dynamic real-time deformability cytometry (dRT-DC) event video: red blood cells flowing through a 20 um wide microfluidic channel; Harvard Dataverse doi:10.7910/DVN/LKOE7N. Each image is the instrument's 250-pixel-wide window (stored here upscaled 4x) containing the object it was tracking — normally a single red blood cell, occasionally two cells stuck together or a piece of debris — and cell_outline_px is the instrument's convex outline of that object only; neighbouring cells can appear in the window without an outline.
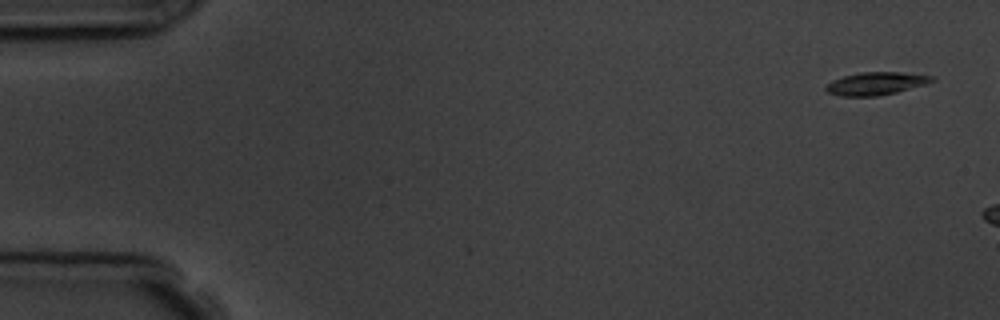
{"species": "common noctule bat (a hibernating species)", "species_latin": "Nyctalus noctula", "temperature_condition": "room temperature", "stored_images_in_passage": 6, "camera_frame_rate_fps": 3000, "um_per_image_px": 0.085, "animal": {"sex": "male", "body_mass_g": 19.5, "forearm_length_mm": 54.6}, "frame": {"image": 1, "passage_image": 1, "time_ms": 0.0, "image_size_px": [1000, 320], "cell_outline_px": [[936, 80], [924, 84], [896, 92], [880, 96], [840, 96], [828, 92], [824, 88], [832, 80], [844, 76], [860, 72], [900, 72], [936, 76]], "centroid_in_image_um": [74.47, 7.09], "position_along_channel_um": 10.5, "area_um2": 14.05}}